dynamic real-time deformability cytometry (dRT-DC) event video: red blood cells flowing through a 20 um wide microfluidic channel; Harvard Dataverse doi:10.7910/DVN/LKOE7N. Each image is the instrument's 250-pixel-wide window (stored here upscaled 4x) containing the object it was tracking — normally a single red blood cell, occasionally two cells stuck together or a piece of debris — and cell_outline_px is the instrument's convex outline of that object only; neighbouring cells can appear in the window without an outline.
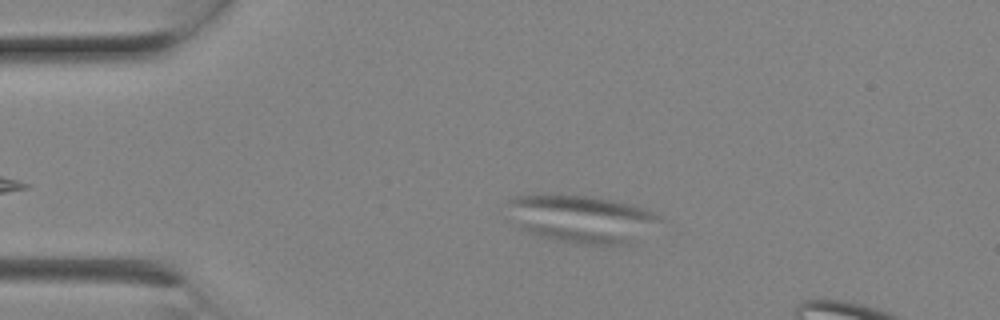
{"species": "Egyptian fruit bat (a non-hibernating species)", "species_latin": "Rousettus aegyptiacus", "temperature_condition": "room temperature", "stored_images_in_passage": 7, "camera_frame_rate_fps": 3000, "um_per_image_px": 0.085, "animal": {"sex": "female"}, "frame": {"image": 1, "passage_image": 4, "time_ms": 1.0, "image_size_px": [1000, 320], "cell_outline_px": [[664, 220], [628, 244], [584, 244], [556, 240], [540, 236], [528, 232], [520, 228], [504, 204], [512, 196], [544, 192], [588, 196], [612, 200], [644, 208], [660, 216]], "centroid_in_image_um": [49.36, 18.55], "position_along_channel_um": 35.6, "area_um2": 42.54}}
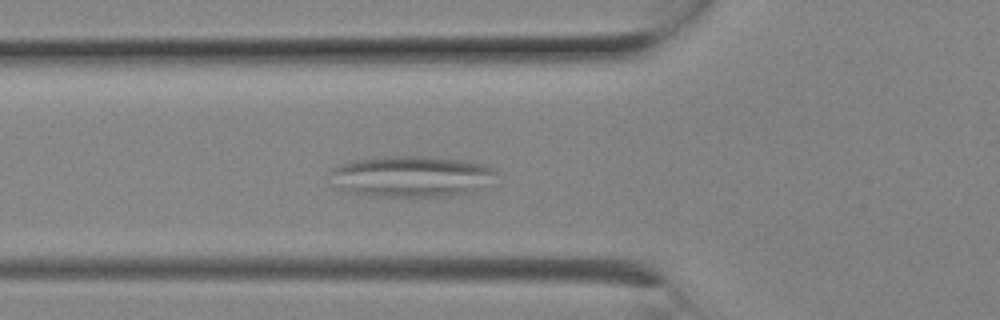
{"frame": {"image": 2, "passage_image": 7, "time_ms": 2.0, "image_size_px": [1000, 320], "cell_outline_px": [[496, 172], [472, 192], [448, 196], [372, 196], [348, 192], [340, 188], [328, 172], [332, 168], [340, 164], [352, 160], [372, 156], [428, 156], [460, 160], [484, 164], [492, 168]], "centroid_in_image_um": [34.85, 14.97], "position_along_channel_um": 90.9, "area_um2": 39.42}}